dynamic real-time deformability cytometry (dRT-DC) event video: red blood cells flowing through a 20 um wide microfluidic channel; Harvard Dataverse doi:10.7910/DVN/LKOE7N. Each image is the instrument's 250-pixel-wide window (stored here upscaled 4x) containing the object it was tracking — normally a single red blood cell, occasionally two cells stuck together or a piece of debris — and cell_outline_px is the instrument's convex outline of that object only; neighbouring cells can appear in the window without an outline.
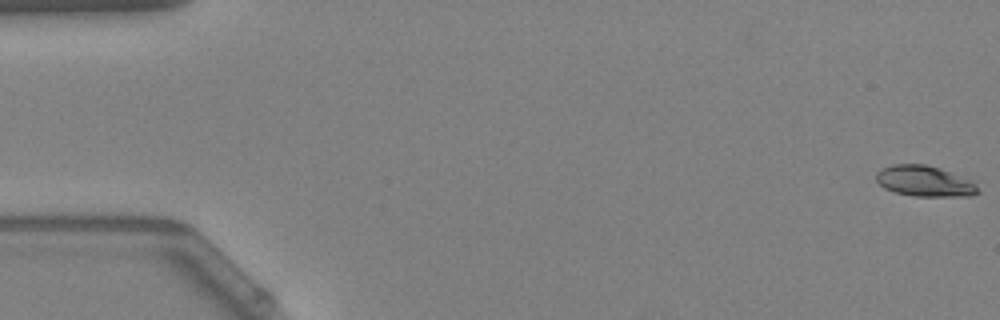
{"species": "Egyptian fruit bat (a non-hibernating species)", "species_latin": "Rousettus aegyptiacus", "temperature_condition": "warm", "stored_images_in_passage": 55, "camera_frame_rate_fps": 3000, "um_per_image_px": 0.085, "animal": {"sex": "female"}, "frame": {"image": 1, "passage_image": 1, "time_ms": 0.0, "image_size_px": [1000, 320], "cell_outline_px": [[980, 192], [972, 196], [916, 196], [896, 192], [884, 188], [876, 180], [876, 172], [880, 168], [892, 164], [924, 164], [940, 168], [972, 180], [976, 184]], "centroid_in_image_um": [78.6, 15.39], "position_along_channel_um": 6.4, "area_um2": 18.32}}
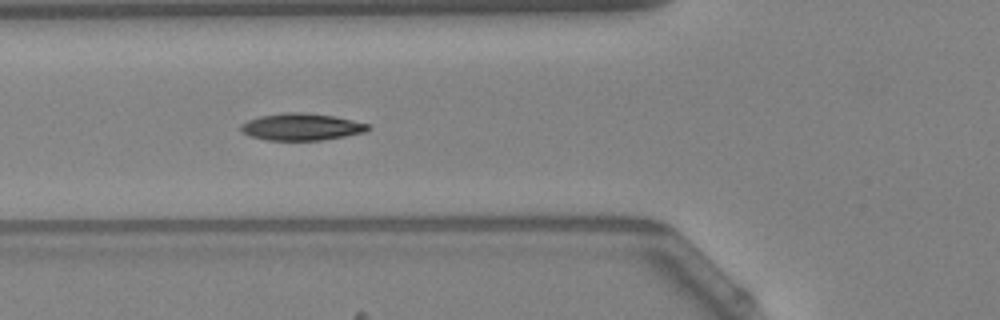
{"frame": {"image": 2, "passage_image": 21, "time_ms": 6.667, "image_size_px": [1000, 320], "cell_outline_px": [[372, 128], [368, 132], [320, 140], [268, 140], [252, 136], [240, 132], [240, 124], [248, 120], [260, 116], [288, 112], [304, 112], [336, 116], [368, 124]], "centroid_in_image_um": [25.64, 10.78], "position_along_channel_um": 100.2, "area_um2": 20.06}}
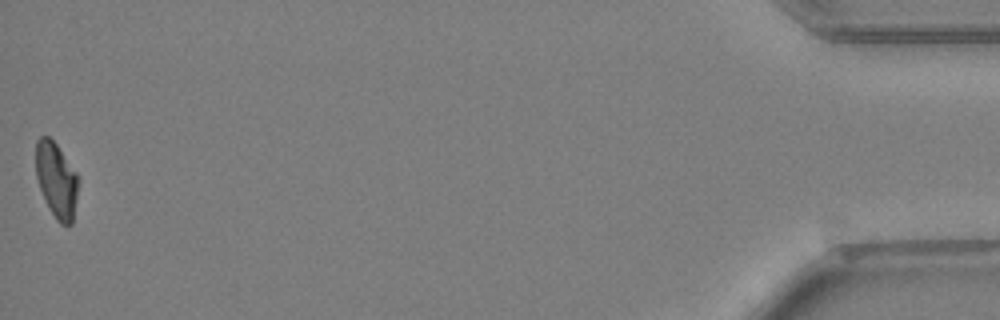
{"frame": {"image": 3, "passage_image": 55, "time_ms": 18.0, "image_size_px": [1000, 320], "cell_outline_px": [[76, 196], [72, 224], [60, 224], [56, 220], [40, 188], [36, 176], [36, 140], [40, 136], [48, 136], [56, 144], [76, 172]], "centroid_in_image_um": [4.76, 15.27], "position_along_channel_um": 430.4, "area_um2": 17.98}, "authors_computed_cell_mechanics": {"area_um2": 19.1896, "velocity_mm_per_s": 3.7805, "shape_relaxation_time_tau1_ms": 4.6314, "shape_relaxation_time_tau2_ms": 3.002, "deformation_change_tau1": 0.1547, "deformation_change_tau2": 0.0783}}